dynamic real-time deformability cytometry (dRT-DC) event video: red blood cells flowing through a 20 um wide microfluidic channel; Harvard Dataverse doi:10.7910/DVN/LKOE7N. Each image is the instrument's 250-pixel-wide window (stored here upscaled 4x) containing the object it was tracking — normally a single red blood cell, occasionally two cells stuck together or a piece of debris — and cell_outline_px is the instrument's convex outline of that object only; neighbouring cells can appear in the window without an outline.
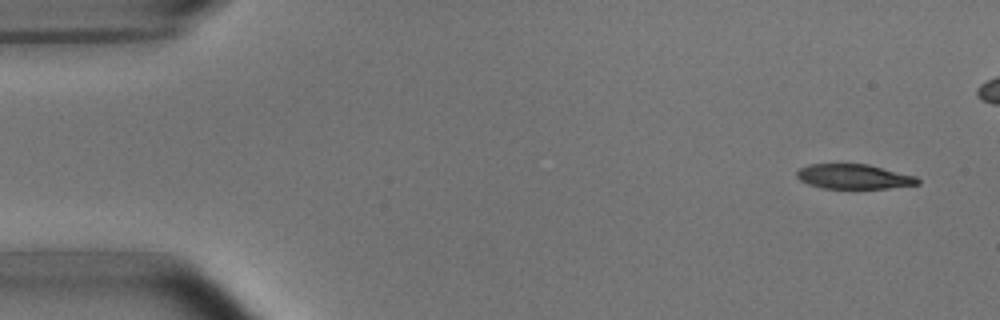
{"species": "common noctule bat (a hibernating species)", "species_latin": "Nyctalus noctula", "temperature_condition": "room temperature", "stored_images_in_passage": 5, "camera_frame_rate_fps": 3000, "um_per_image_px": 0.085, "animal": {"sex": "male", "body_mass_g": 15.6}, "frame": {"image": 1, "passage_image": 1, "time_ms": 0.0, "image_size_px": [1000, 320], "cell_outline_px": [[920, 184], [888, 188], [824, 188], [808, 184], [800, 180], [796, 176], [796, 172], [800, 168], [808, 164], [868, 164], [916, 176], [920, 180]], "centroid_in_image_um": [72.58, 15.0], "position_along_channel_um": 12.4, "area_um2": 17.4}}